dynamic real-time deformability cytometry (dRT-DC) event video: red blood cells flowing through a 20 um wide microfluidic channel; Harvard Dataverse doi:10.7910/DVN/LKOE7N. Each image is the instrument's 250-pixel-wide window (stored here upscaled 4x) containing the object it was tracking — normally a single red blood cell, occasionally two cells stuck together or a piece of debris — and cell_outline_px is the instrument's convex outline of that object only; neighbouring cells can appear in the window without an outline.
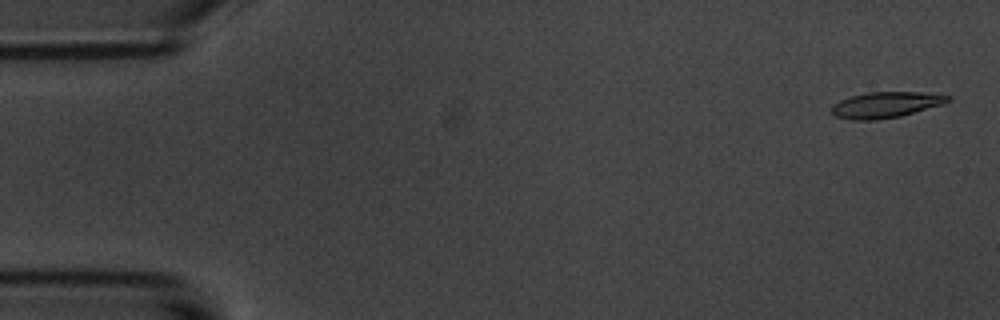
{"species": "common noctule bat (a hibernating species)", "species_latin": "Nyctalus noctula", "temperature_condition": "room temperature", "stored_images_in_passage": 7, "camera_frame_rate_fps": 3000, "um_per_image_px": 0.085, "animal": {"sex": "male", "body_mass_g": 20.1, "forearm_length_mm": 53.5}, "frame": {"image": 1, "passage_image": 1, "time_ms": 0.0, "image_size_px": [1000, 320], "cell_outline_px": [[952, 100], [944, 104], [900, 116], [876, 120], [852, 120], [836, 116], [828, 108], [832, 104], [840, 100], [852, 96], [868, 92], [920, 92], [952, 96]], "centroid_in_image_um": [75.28, 8.91], "position_along_channel_um": 9.7, "area_um2": 17.63}}
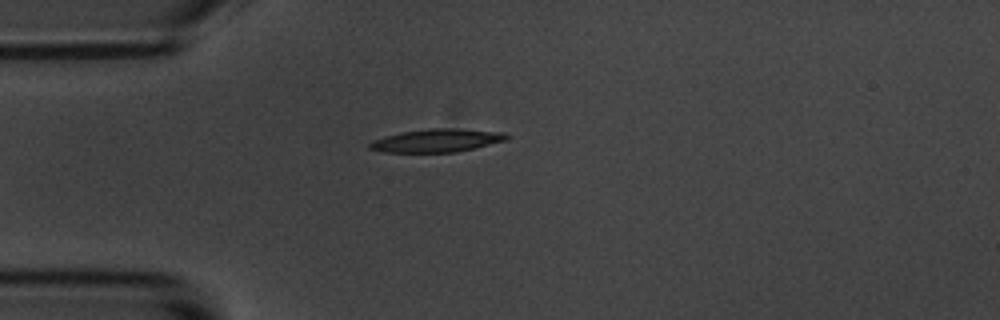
{"frame": {"image": 2, "passage_image": 5, "time_ms": 4.333, "image_size_px": [1000, 320], "cell_outline_px": [[508, 140], [476, 148], [456, 152], [384, 152], [368, 148], [368, 144], [372, 140], [384, 136], [400, 132], [428, 128], [456, 128], [508, 132]], "centroid_in_image_um": [37.16, 11.93], "position_along_channel_um": 47.8, "area_um2": 18.79}}